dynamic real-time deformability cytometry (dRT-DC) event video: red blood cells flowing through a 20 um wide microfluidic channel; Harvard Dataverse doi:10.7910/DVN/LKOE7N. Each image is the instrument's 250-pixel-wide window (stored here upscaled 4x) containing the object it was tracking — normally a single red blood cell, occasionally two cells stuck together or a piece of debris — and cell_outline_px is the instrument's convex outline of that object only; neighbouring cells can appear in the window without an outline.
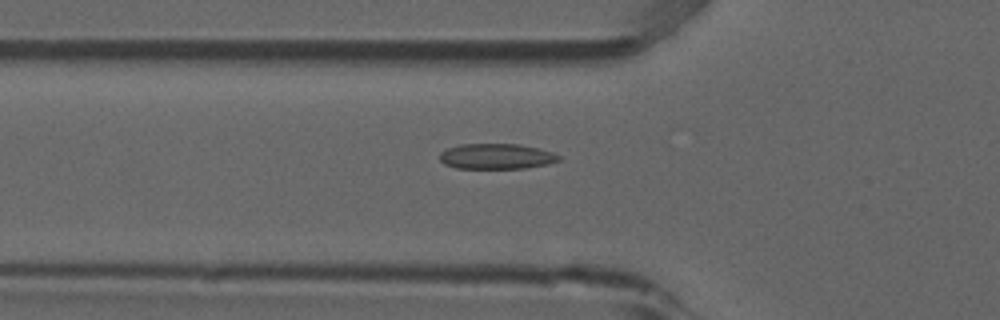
{"species": "common noctule bat (a hibernating species)", "species_latin": "Nyctalus noctula", "temperature_condition": "room temperature", "stored_images_in_passage": 51, "camera_frame_rate_fps": 3000, "um_per_image_px": 0.085, "animal": {"sex": "male", "forearm_length_mm": 52.5}, "frame": {"image": 1, "passage_image": 16, "time_ms": 5.0, "image_size_px": [1000, 320], "cell_outline_px": [[560, 160], [548, 164], [524, 168], [456, 168], [444, 164], [440, 160], [440, 152], [448, 148], [460, 144], [516, 144], [536, 148], [552, 152], [560, 156]], "centroid_in_image_um": [42.17, 13.29], "position_along_channel_um": 83.6, "area_um2": 17.51}}
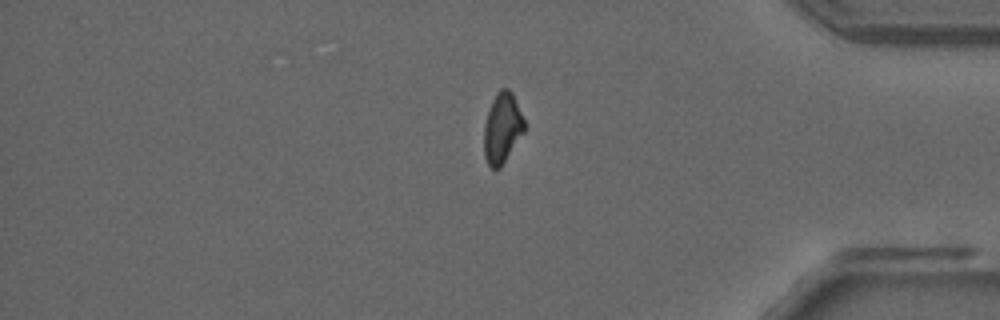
{"frame": {"image": 2, "passage_image": 42, "time_ms": 13.667, "image_size_px": [1000, 320], "cell_outline_px": [[524, 132], [500, 168], [492, 168], [488, 164], [484, 156], [484, 124], [492, 100], [496, 92], [500, 88], [508, 88], [512, 92], [524, 120]], "centroid_in_image_um": [42.68, 10.87], "position_along_channel_um": 392.5, "area_um2": 16.42}}
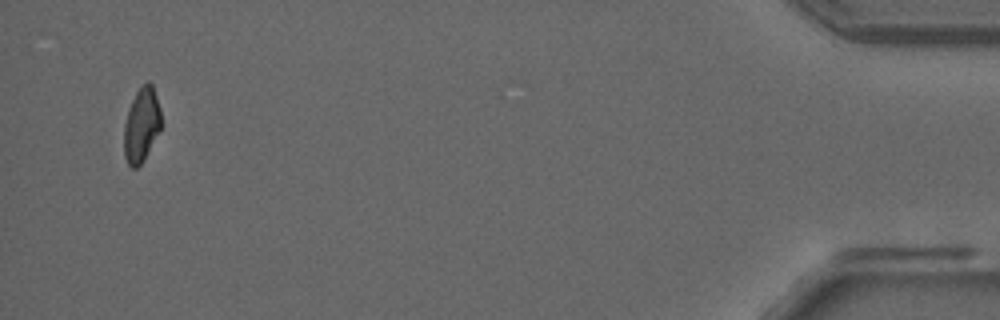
{"frame": {"image": 3, "passage_image": 49, "time_ms": 16.0, "image_size_px": [1000, 320], "cell_outline_px": [[160, 128], [144, 160], [136, 168], [132, 168], [128, 164], [124, 156], [124, 124], [128, 108], [136, 92], [148, 80], [152, 84], [160, 108]], "centroid_in_image_um": [12.0, 10.62], "position_along_channel_um": 423.2, "area_um2": 15.9}, "authors_computed_cell_mechanics": {"area_um2": 17.2822, "velocity_mm_per_s": 3.8596, "shape_relaxation_time_tau1_ms": null, "shape_relaxation_time_tau2_ms": 2.3155, "deformation_change_tau1": null, "deformation_change_tau2": 0.0753}}